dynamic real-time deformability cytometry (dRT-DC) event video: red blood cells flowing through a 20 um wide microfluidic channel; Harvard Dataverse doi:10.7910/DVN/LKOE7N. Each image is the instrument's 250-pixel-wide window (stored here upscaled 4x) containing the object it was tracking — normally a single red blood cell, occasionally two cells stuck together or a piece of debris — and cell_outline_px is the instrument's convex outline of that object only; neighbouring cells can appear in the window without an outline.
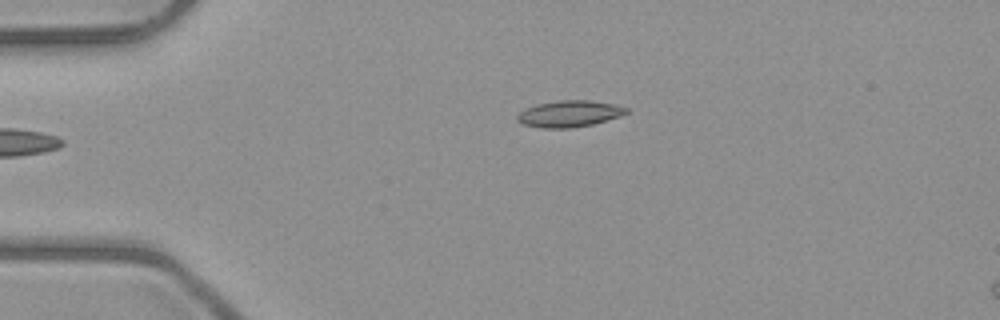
{"species": "common noctule bat (a hibernating species)", "species_latin": "Nyctalus noctula", "temperature_condition": "room temperature", "stored_images_in_passage": 4, "camera_frame_rate_fps": 3000, "um_per_image_px": 0.085, "animal": {"sex": "male", "body_mass_g": 23.1, "forearm_length_mm": 52.7}, "frame": {"image": 1, "passage_image": 4, "time_ms": 3.667, "image_size_px": [1000, 320], "cell_outline_px": [[628, 112], [620, 116], [592, 124], [572, 128], [540, 128], [524, 124], [516, 120], [516, 116], [524, 108], [536, 104], [556, 100], [588, 100], [612, 104], [628, 108]], "centroid_in_image_um": [48.34, 9.66], "position_along_channel_um": 36.7, "area_um2": 16.82}}